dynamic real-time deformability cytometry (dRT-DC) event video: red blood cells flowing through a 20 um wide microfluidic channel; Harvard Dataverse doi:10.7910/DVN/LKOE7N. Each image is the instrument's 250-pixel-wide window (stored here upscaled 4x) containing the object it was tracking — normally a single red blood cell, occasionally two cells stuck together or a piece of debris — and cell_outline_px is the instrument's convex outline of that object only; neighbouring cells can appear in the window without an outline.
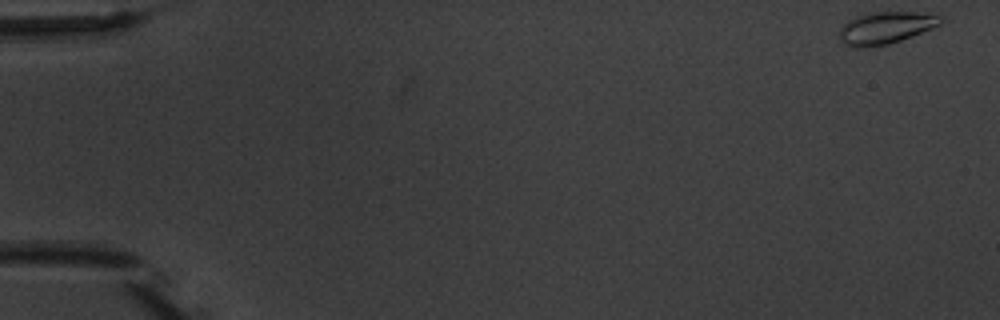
{"species": "common noctule bat (a hibernating species)", "species_latin": "Nyctalus noctula", "temperature_condition": "warm", "stored_images_in_passage": 4, "camera_frame_rate_fps": 3000, "um_per_image_px": 0.085, "animal": {"sex": "male", "body_mass_g": 20.1, "forearm_length_mm": 53.5}, "frame": {"image": 1, "passage_image": 1, "time_ms": 0.0, "image_size_px": [1000, 320], "cell_outline_px": [[944, 20], [940, 24], [932, 28], [912, 36], [888, 44], [852, 48], [844, 44], [840, 40], [840, 28], [848, 20], [856, 16], [872, 12], [916, 12], [944, 16]], "centroid_in_image_um": [75.28, 2.35], "position_along_channel_um": 9.7, "area_um2": 18.84}}